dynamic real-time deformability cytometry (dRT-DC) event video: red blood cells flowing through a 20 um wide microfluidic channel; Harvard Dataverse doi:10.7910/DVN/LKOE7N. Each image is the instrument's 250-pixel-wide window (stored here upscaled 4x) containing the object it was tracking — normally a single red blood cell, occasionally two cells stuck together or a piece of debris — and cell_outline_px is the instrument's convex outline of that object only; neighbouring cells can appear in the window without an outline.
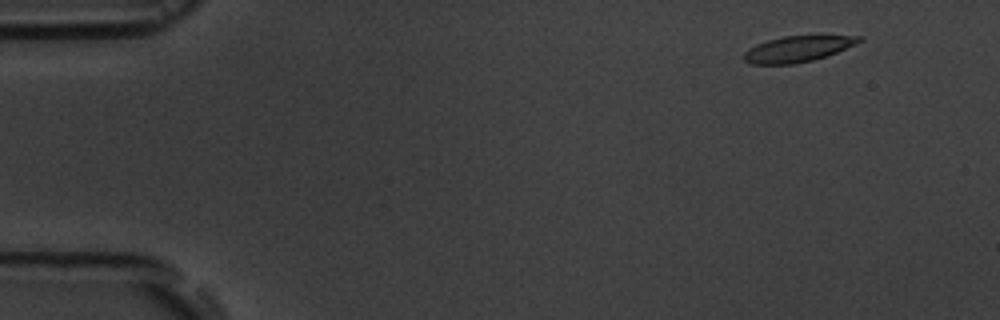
{"species": "common noctule bat (a hibernating species)", "species_latin": "Nyctalus noctula", "temperature_condition": "room temperature", "stored_images_in_passage": 14, "camera_frame_rate_fps": 3000, "um_per_image_px": 0.085, "animal": {"sex": "male", "body_mass_g": 19.5, "forearm_length_mm": 54.6}, "frame": {"image": 1, "passage_image": 1, "time_ms": 0.0, "image_size_px": [1000, 320], "cell_outline_px": [[864, 40], [836, 52], [812, 60], [792, 64], [752, 64], [744, 60], [744, 52], [748, 48], [756, 44], [768, 40], [784, 36], [864, 36]], "centroid_in_image_um": [67.77, 4.16], "position_along_channel_um": 17.2, "area_um2": 17.11}}
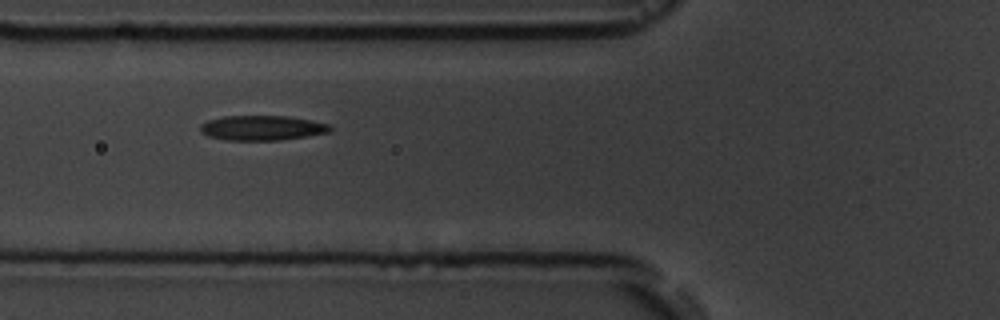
{"frame": {"image": 2, "passage_image": 5, "time_ms": 5.333, "image_size_px": [1000, 320], "cell_outline_px": [[332, 128], [328, 132], [280, 140], [228, 140], [208, 136], [200, 132], [200, 124], [208, 120], [224, 116], [288, 116], [312, 120], [328, 124]], "centroid_in_image_um": [22.24, 10.86], "position_along_channel_um": 103.6, "area_um2": 18.67}}
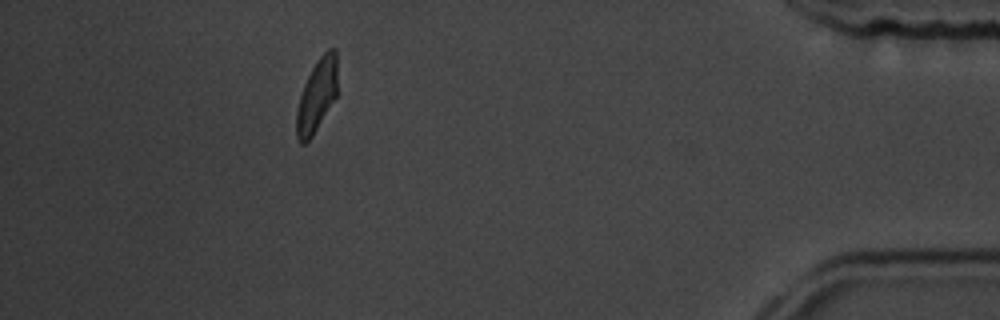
{"frame": {"image": 3, "passage_image": 13, "time_ms": 15.333, "image_size_px": [1000, 320], "cell_outline_px": [[336, 96], [312, 136], [304, 144], [300, 144], [296, 136], [296, 112], [300, 96], [304, 84], [312, 68], [320, 56], [328, 48], [336, 48]], "centroid_in_image_um": [26.91, 8.13], "position_along_channel_um": 408.3, "area_um2": 17.05}, "authors_computed_cell_mechanics": {"area_um2": 18.496, "velocity_mm_per_s": 3.5807, "shape_relaxation_time_tau1_ms": 2.2712, "shape_relaxation_time_tau2_ms": 1.559, "deformation_change_tau1": 0.1067, "deformation_change_tau2": 0.0753}}